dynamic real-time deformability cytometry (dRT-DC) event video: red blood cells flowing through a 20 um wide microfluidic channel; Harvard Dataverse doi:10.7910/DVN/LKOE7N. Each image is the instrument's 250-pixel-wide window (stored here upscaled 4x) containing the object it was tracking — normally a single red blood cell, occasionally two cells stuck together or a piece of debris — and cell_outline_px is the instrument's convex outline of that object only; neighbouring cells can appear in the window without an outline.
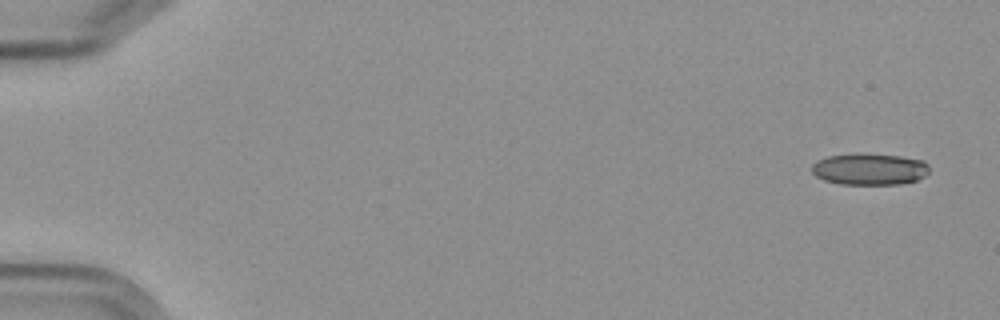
{"species": "Egyptian fruit bat (a non-hibernating species)", "species_latin": "Rousettus aegyptiacus", "temperature_condition": "cold", "stored_images_in_passage": 6, "segment_of_instrument_passage": [1, 2], "camera_frame_rate_fps": 3000, "um_per_image_px": 0.085, "frame": {"image": 1, "passage_image": 1, "time_ms": 0.0, "image_size_px": [1000, 320], "cell_outline_px": [[928, 172], [924, 176], [916, 180], [900, 184], [840, 184], [824, 180], [816, 176], [812, 172], [812, 164], [816, 160], [828, 156], [900, 156], [924, 160], [928, 164]], "centroid_in_image_um": [73.92, 14.42], "position_along_channel_um": 11.1, "area_um2": 20.87}}
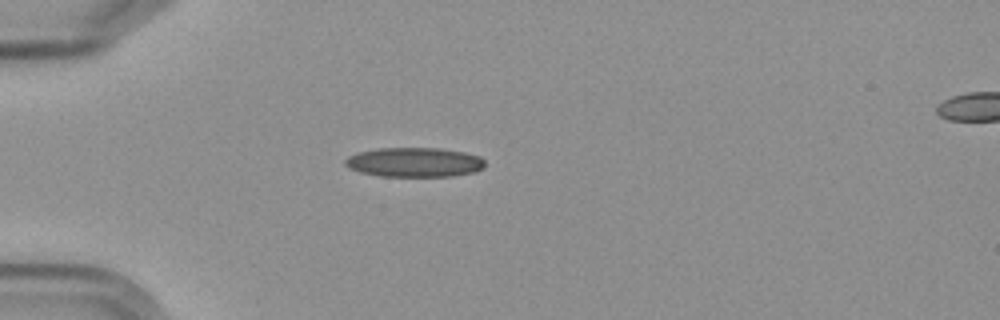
{"frame": {"image": 2, "passage_image": 5, "time_ms": 4.667, "image_size_px": [1000, 320], "cell_outline_px": [[484, 168], [476, 172], [452, 176], [380, 176], [360, 172], [348, 168], [344, 164], [344, 160], [348, 156], [356, 152], [376, 148], [440, 148], [464, 152], [480, 156], [484, 160]], "centroid_in_image_um": [35.2, 13.79], "position_along_channel_um": 49.8, "area_um2": 24.28}}